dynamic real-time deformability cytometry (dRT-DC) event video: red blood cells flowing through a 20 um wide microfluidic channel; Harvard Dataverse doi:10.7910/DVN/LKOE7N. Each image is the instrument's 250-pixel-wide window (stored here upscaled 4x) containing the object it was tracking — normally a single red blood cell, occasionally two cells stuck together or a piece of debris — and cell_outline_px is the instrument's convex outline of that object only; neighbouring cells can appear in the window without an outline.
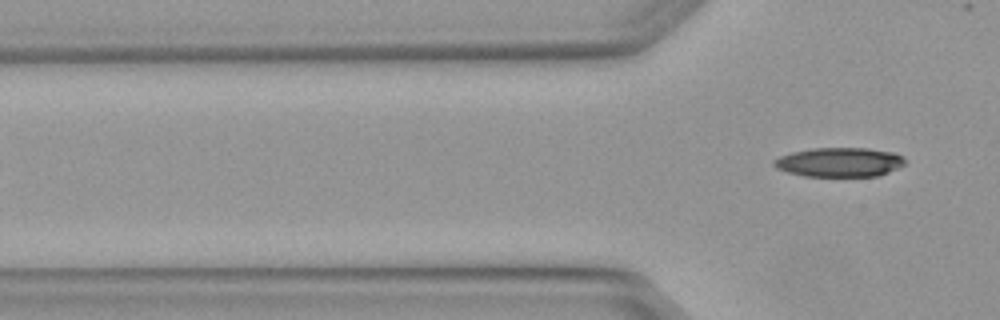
{"species": "Egyptian fruit bat (a non-hibernating species)", "species_latin": "Rousettus aegyptiacus", "temperature_condition": "warm", "stored_images_in_passage": 5, "segment_of_instrument_passage": [2, 2], "camera_frame_rate_fps": 3000, "um_per_image_px": 0.085, "animal": {"sex": "female"}, "frame": {"image": 1, "passage_image": 5, "time_ms": 1.333, "image_size_px": [1000, 320], "cell_outline_px": [[904, 164], [888, 172], [876, 176], [804, 176], [788, 172], [776, 168], [772, 164], [772, 160], [780, 156], [792, 152], [812, 148], [868, 148], [892, 152], [904, 156]], "centroid_in_image_um": [71.32, 13.78], "position_along_channel_um": 54.5, "area_um2": 22.31}}